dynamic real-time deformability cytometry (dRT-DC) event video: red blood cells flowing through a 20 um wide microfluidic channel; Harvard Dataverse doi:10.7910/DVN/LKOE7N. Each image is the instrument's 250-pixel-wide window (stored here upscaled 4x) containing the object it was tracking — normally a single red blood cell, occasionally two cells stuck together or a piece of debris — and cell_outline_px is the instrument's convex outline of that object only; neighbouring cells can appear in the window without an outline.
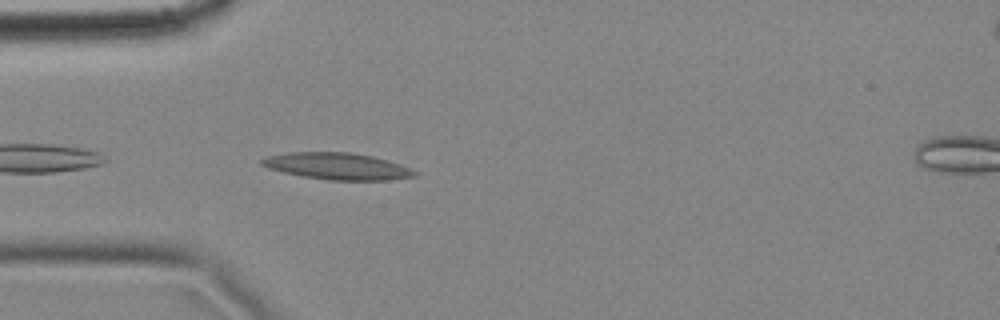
{"species": "common noctule bat (a hibernating species)", "species_latin": "Nyctalus noctula", "temperature_condition": "cold", "stored_images_in_passage": 5, "camera_frame_rate_fps": 3000, "um_per_image_px": 0.085, "animal": {"sex": "female", "body_mass_g": 18.4}, "frame": {"image": 1, "passage_image": 4, "time_ms": 1.0, "image_size_px": [1000, 320], "cell_outline_px": [[420, 172], [416, 176], [388, 180], [328, 180], [304, 176], [284, 172], [268, 168], [260, 164], [260, 160], [268, 156], [288, 152], [348, 152], [372, 156], [400, 164]], "centroid_in_image_um": [28.69, 14.12], "position_along_channel_um": 56.3, "area_um2": 23.7}}